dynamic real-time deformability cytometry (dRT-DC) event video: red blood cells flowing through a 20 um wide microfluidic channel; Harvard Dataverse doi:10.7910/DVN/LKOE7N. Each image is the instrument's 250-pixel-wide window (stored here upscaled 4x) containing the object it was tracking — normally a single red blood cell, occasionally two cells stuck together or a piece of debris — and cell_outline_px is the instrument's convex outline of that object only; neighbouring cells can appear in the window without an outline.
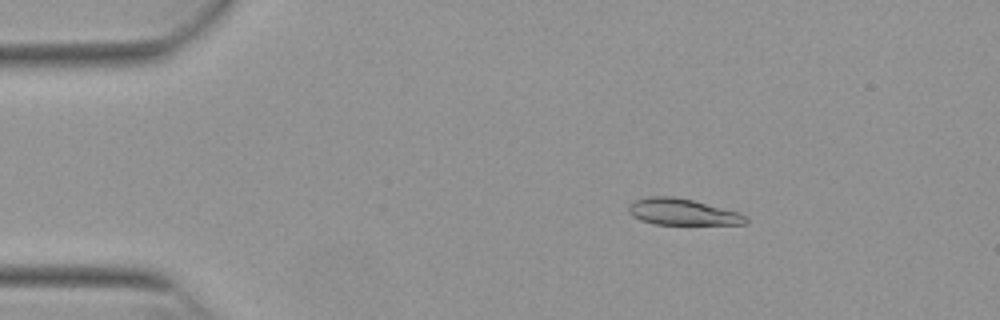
{"species": "Egyptian fruit bat (a non-hibernating species)", "species_latin": "Rousettus aegyptiacus", "temperature_condition": "warm", "stored_images_in_passage": 52, "camera_frame_rate_fps": 3000, "um_per_image_px": 0.085, "animal": {"sex": "female"}, "frame": {"image": 1, "passage_image": 8, "time_ms": 2.333, "image_size_px": [1000, 320], "cell_outline_px": [[748, 220], [744, 224], [656, 224], [640, 220], [632, 216], [628, 212], [628, 204], [632, 200], [648, 196], [672, 196], [692, 200], [740, 212], [748, 216]], "centroid_in_image_um": [57.97, 18.0], "position_along_channel_um": 27.0, "area_um2": 18.15}}
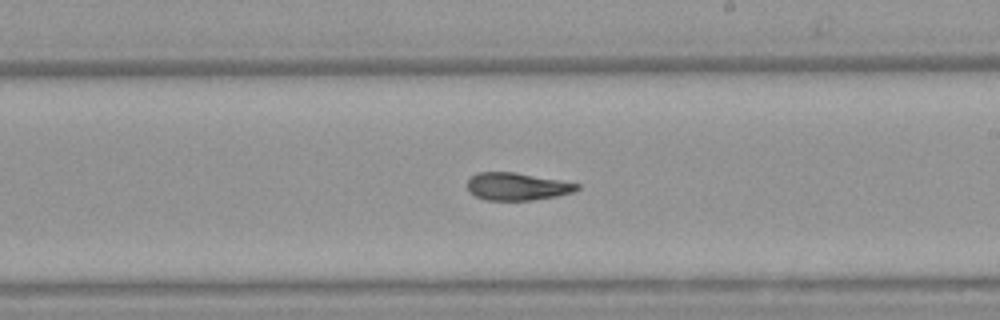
{"frame": {"image": 2, "passage_image": 30, "time_ms": 9.667, "image_size_px": [1000, 320], "cell_outline_px": [[580, 188], [572, 192], [556, 196], [532, 200], [484, 200], [468, 192], [468, 180], [476, 172], [512, 172], [560, 180], [580, 184]], "centroid_in_image_um": [43.93, 15.85], "position_along_channel_um": 245.1, "area_um2": 17.51}}
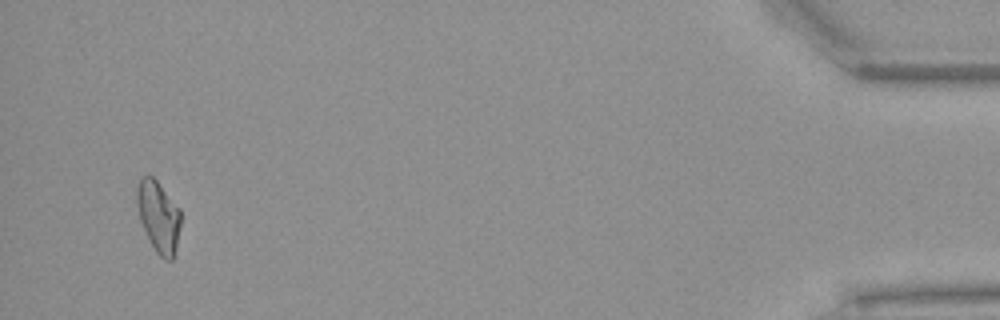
{"frame": {"image": 3, "passage_image": 50, "time_ms": 16.333, "image_size_px": [1000, 320], "cell_outline_px": [[180, 224], [176, 244], [172, 260], [164, 260], [156, 252], [140, 220], [136, 204], [136, 192], [140, 176], [152, 176], [156, 180], [180, 208]], "centroid_in_image_um": [13.46, 18.37], "position_along_channel_um": 421.7, "area_um2": 17.92}, "authors_computed_cell_mechanics": {"area_um2": 18.4093, "velocity_mm_per_s": 3.8616, "shape_relaxation_time_tau1_ms": null, "shape_relaxation_time_tau2_ms": 3.2116, "deformation_change_tau1": null, "deformation_change_tau2": 0.0983}}